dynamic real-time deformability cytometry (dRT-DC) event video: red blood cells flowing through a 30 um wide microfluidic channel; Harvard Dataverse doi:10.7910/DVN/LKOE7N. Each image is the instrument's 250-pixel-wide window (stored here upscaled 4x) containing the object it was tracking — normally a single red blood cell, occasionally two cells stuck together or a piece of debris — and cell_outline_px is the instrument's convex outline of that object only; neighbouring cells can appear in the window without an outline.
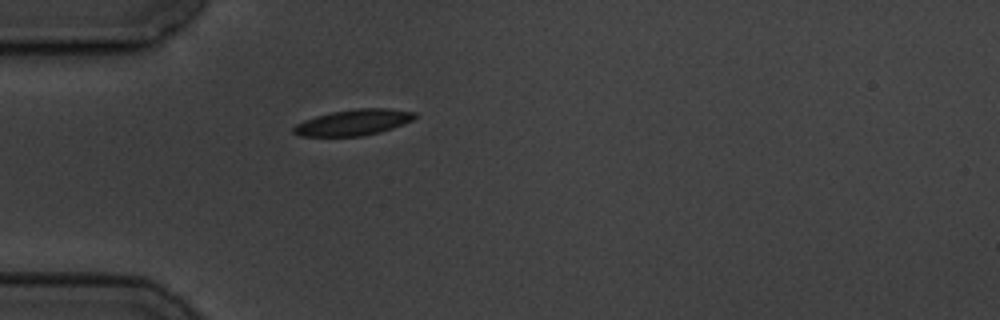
{"species": "common noctule bat (a hibernating species)", "species_latin": "Nyctalus noctula", "temperature_condition": "cold", "stored_images_in_passage": 1, "camera_frame_rate_fps": 3000, "um_per_image_px": 0.085, "animal": {"sex": "male", "body_mass_g": 19.5, "forearm_length_mm": 54.6}, "frame": {"image": 1, "passage_image": 1, "time_ms": 0.0, "image_size_px": [1000, 320], "cell_outline_px": [[416, 116], [412, 120], [392, 128], [380, 132], [360, 136], [300, 136], [292, 132], [292, 128], [296, 124], [304, 120], [316, 116], [332, 112], [356, 108], [388, 108], [416, 112]], "centroid_in_image_um": [30.03, 10.4], "position_along_channel_um": 55.0, "area_um2": 18.26}}